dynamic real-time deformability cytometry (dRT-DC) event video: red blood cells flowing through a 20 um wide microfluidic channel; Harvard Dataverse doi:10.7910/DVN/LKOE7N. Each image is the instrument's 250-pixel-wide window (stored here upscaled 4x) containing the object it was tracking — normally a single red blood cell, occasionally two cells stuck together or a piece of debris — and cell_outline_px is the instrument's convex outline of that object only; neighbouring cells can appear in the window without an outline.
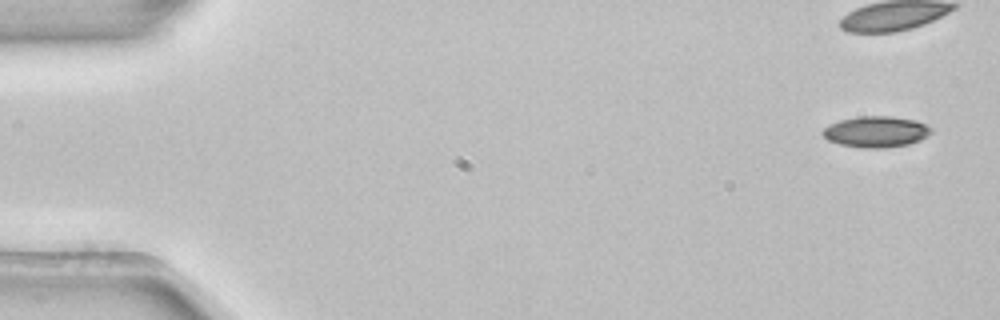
{"species": "common noctule bat (a hibernating species)", "species_latin": "Nyctalus noctula", "temperature_condition": "room temperature", "stored_images_in_passage": 3, "camera_frame_rate_fps": 3000, "um_per_image_px": 0.085, "animal": {"sex": "female", "body_mass_g": 22.7, "forearm_length_mm": 54.2}, "frame": {"image": 1, "passage_image": 1, "time_ms": 0.0, "image_size_px": [1000, 320], "cell_outline_px": [[932, 132], [928, 136], [920, 140], [908, 144], [884, 148], [864, 148], [840, 144], [828, 140], [820, 132], [828, 124], [840, 120], [856, 116], [892, 116], [916, 120], [932, 128]], "centroid_in_image_um": [74.46, 11.19], "position_along_channel_um": 10.5, "area_um2": 19.77}}